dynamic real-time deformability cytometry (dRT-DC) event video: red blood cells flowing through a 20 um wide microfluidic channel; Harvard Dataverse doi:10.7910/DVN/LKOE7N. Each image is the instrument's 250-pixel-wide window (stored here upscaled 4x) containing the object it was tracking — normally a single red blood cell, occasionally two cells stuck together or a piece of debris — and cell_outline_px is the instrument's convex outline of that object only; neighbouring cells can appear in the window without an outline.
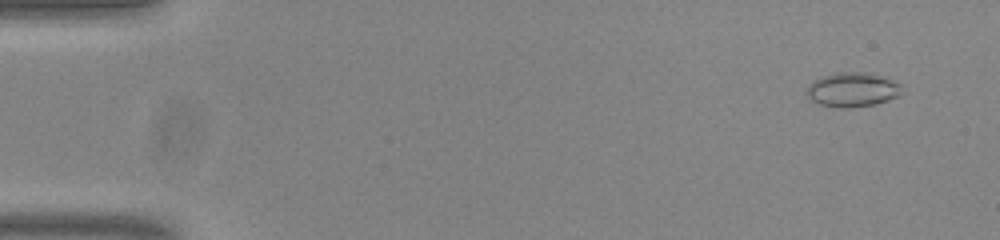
{"species": "common noctule bat (a hibernating species)", "species_latin": "Nyctalus noctula", "temperature_condition": "room temperature", "stored_images_in_passage": 53, "camera_frame_rate_fps": 3000, "um_per_image_px": 0.085, "animal": {"sex": "male", "body_mass_g": 20.0, "forearm_length_mm": 53.3}, "frame": {"image": 1, "passage_image": 4, "time_ms": 1.0, "image_size_px": [1000, 240], "cell_outline_px": [[904, 92], [900, 96], [888, 100], [872, 104], [848, 108], [840, 108], [820, 104], [812, 100], [808, 96], [808, 84], [812, 80], [836, 72], [864, 72], [900, 84]], "centroid_in_image_um": [72.45, 7.63], "position_along_channel_um": 12.6, "area_um2": 18.73}}
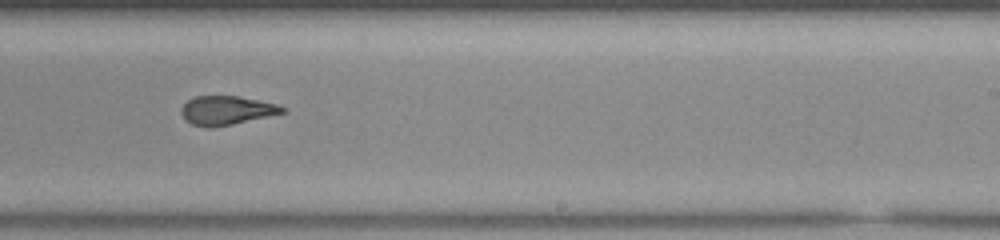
{"frame": {"image": 2, "passage_image": 33, "time_ms": 10.667, "image_size_px": [1000, 240], "cell_outline_px": [[288, 112], [232, 124], [212, 128], [208, 128], [192, 124], [184, 120], [180, 112], [180, 108], [188, 100], [196, 96], [240, 96], [276, 104], [288, 108]], "centroid_in_image_um": [19.26, 9.39], "position_along_channel_um": 269.7, "area_um2": 17.22}}
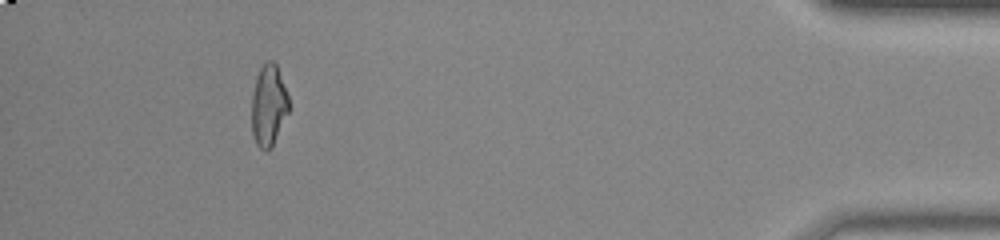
{"frame": {"image": 3, "passage_image": 49, "time_ms": 16.0, "image_size_px": [1000, 240], "cell_outline_px": [[288, 112], [272, 148], [268, 152], [264, 152], [256, 144], [252, 136], [252, 96], [256, 76], [260, 68], [268, 60], [272, 60], [276, 64], [288, 96]], "centroid_in_image_um": [22.81, 9.01], "position_along_channel_um": 412.4, "area_um2": 17.63}, "authors_computed_cell_mechanics": {"area_um2": 17.6868, "velocity_mm_per_s": 3.8046, "shape_relaxation_time_tau1_ms": null, "shape_relaxation_time_tau2_ms": 1.7573, "deformation_change_tau1": null, "deformation_change_tau2": 0.0968}}